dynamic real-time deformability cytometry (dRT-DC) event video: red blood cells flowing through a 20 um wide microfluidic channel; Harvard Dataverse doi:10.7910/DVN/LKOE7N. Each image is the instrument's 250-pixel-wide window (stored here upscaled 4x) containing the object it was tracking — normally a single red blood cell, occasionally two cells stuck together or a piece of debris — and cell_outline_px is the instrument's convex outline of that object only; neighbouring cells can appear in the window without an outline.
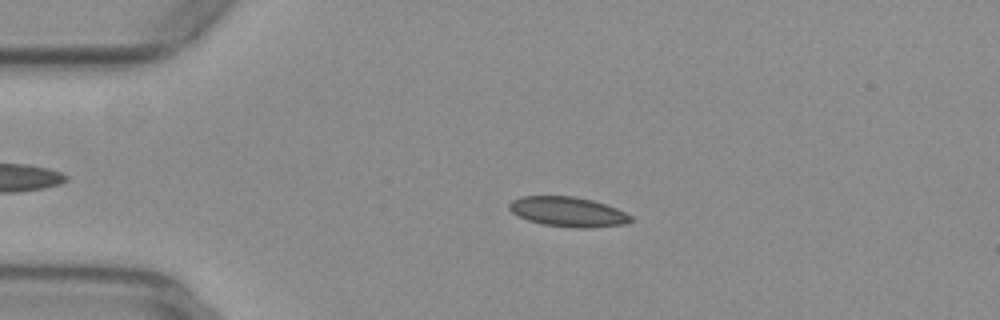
{"species": "common noctule bat (a hibernating species)", "species_latin": "Nyctalus noctula", "temperature_condition": "warm", "stored_images_in_passage": 46, "camera_frame_rate_fps": 3000, "um_per_image_px": 0.085, "animal": {"sex": "female", "body_mass_g": 29.2, "forearm_length_mm": 56.3}, "frame": {"image": 1, "passage_image": 11, "time_ms": 3.333, "image_size_px": [1000, 320], "cell_outline_px": [[632, 220], [624, 224], [588, 228], [576, 228], [544, 224], [528, 220], [512, 212], [508, 208], [508, 204], [512, 200], [520, 196], [576, 196], [592, 200], [616, 208], [632, 216]], "centroid_in_image_um": [48.26, 17.99], "position_along_channel_um": 36.7, "area_um2": 20.98}}
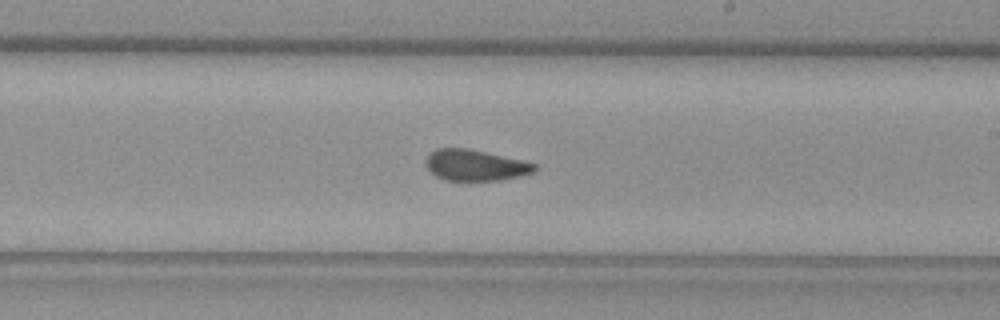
{"frame": {"image": 2, "passage_image": 30, "time_ms": 9.667, "image_size_px": [1000, 320], "cell_outline_px": [[540, 168], [532, 172], [516, 176], [496, 180], [444, 180], [436, 176], [424, 164], [424, 160], [436, 148], [468, 148], [520, 160], [536, 164]], "centroid_in_image_um": [40.35, 14.03], "position_along_channel_um": 248.6, "area_um2": 19.36}}
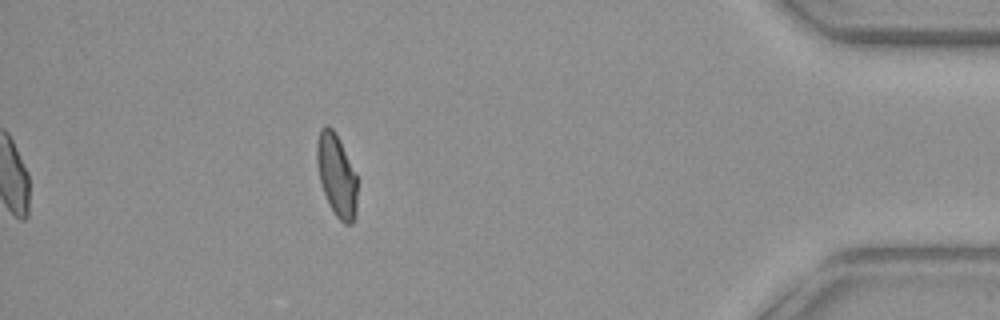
{"frame": {"image": 3, "passage_image": 46, "time_ms": 15.0, "image_size_px": [1000, 320], "cell_outline_px": [[356, 216], [352, 224], [344, 224], [336, 216], [328, 204], [320, 180], [316, 164], [316, 140], [320, 128], [324, 124], [328, 124], [336, 132], [356, 172]], "centroid_in_image_um": [28.59, 14.85], "position_along_channel_um": 406.6, "area_um2": 19.77}, "authors_computed_cell_mechanics": {"area_um2": 20.519, "velocity_mm_per_s": 3.9433, "shape_relaxation_time_tau1_ms": null, "shape_relaxation_time_tau2_ms": 1.2453, "deformation_change_tau1": null, "deformation_change_tau2": 0.069}}